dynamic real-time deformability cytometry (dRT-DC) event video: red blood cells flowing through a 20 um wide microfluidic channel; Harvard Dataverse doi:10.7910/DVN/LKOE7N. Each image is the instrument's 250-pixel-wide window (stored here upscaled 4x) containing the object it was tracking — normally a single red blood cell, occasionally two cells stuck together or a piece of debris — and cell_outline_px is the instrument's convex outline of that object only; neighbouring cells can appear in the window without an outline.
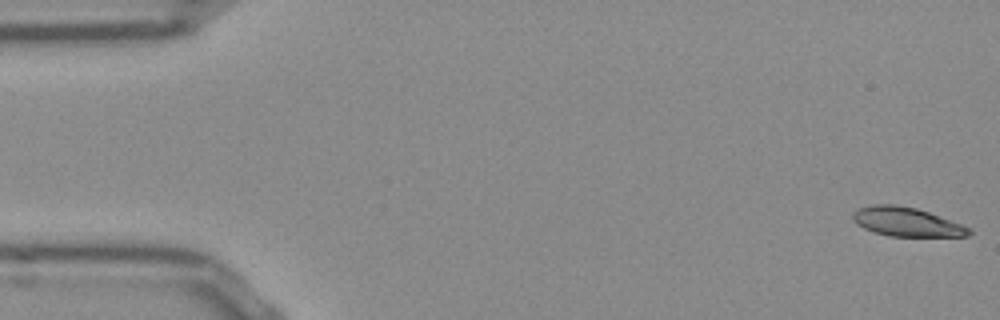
{"species": "Egyptian fruit bat (a non-hibernating species)", "species_latin": "Rousettus aegyptiacus", "temperature_condition": "room temperature", "stored_images_in_passage": 52, "camera_frame_rate_fps": 3000, "um_per_image_px": 0.085, "frame": {"image": 1, "passage_image": 1, "time_ms": 0.0, "image_size_px": [1000, 320], "cell_outline_px": [[972, 232], [968, 236], [888, 236], [864, 228], [856, 224], [852, 220], [852, 212], [860, 208], [872, 204], [896, 204], [916, 208], [928, 212], [972, 228]], "centroid_in_image_um": [77.04, 18.85], "position_along_channel_um": 8.0, "area_um2": 19.59}}
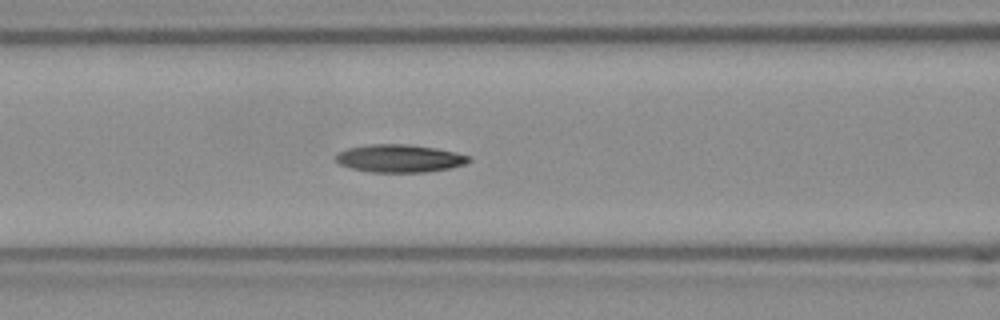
{"frame": {"image": 2, "passage_image": 21, "time_ms": 6.667, "image_size_px": [1000, 320], "cell_outline_px": [[472, 160], [464, 164], [448, 168], [424, 172], [372, 172], [352, 168], [340, 164], [336, 160], [336, 156], [340, 152], [348, 148], [368, 144], [408, 144], [436, 148], [456, 152], [472, 156]], "centroid_in_image_um": [34.0, 13.45], "position_along_channel_um": 132.6, "area_um2": 21.44}}
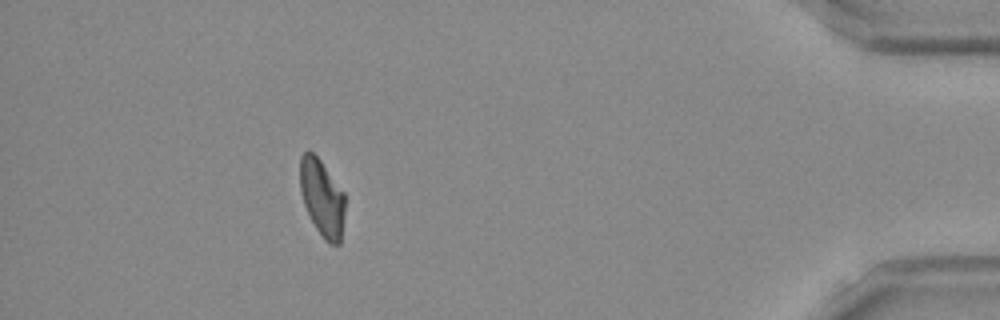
{"frame": {"image": 3, "passage_image": 47, "time_ms": 15.333, "image_size_px": [1000, 320], "cell_outline_px": [[344, 216], [340, 244], [328, 244], [324, 240], [316, 228], [304, 204], [300, 192], [300, 156], [308, 148], [320, 160], [344, 192]], "centroid_in_image_um": [27.37, 16.81], "position_along_channel_um": 407.8, "area_um2": 20.11}, "authors_computed_cell_mechanics": {"area_um2": 20.9236, "velocity_mm_per_s": 3.8451, "shape_relaxation_time_tau1_ms": null, "shape_relaxation_time_tau2_ms": 4.6986, "deformation_change_tau1": null, "deformation_change_tau2": 0.1161}}